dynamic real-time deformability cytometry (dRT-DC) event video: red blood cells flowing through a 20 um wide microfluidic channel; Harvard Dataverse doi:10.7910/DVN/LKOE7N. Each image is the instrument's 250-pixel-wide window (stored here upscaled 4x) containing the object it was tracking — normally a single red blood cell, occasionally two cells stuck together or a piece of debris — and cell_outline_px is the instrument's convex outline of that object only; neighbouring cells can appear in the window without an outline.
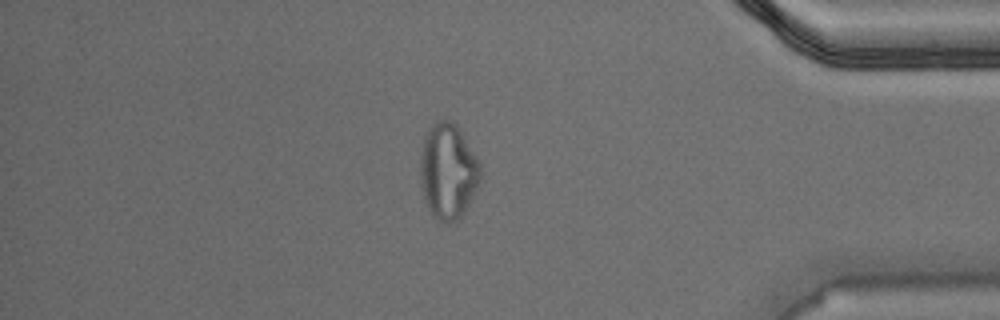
{"species": "Egyptian fruit bat (a non-hibernating species)", "species_latin": "Rousettus aegyptiacus", "temperature_condition": "warm", "stored_images_in_passage": 46, "camera_frame_rate_fps": 3000, "um_per_image_px": 0.085, "animal": {"sex": "male"}, "frame": {"image": 1, "passage_image": 40, "time_ms": 13.0, "image_size_px": [1000, 320], "cell_outline_px": [[480, 180], [464, 212], [456, 220], [440, 220], [432, 216], [424, 200], [420, 188], [420, 152], [424, 136], [428, 128], [436, 120], [452, 120], [456, 124], [476, 156], [480, 164]], "centroid_in_image_um": [38.04, 14.51], "position_along_channel_um": 397.2, "area_um2": 33.41}}